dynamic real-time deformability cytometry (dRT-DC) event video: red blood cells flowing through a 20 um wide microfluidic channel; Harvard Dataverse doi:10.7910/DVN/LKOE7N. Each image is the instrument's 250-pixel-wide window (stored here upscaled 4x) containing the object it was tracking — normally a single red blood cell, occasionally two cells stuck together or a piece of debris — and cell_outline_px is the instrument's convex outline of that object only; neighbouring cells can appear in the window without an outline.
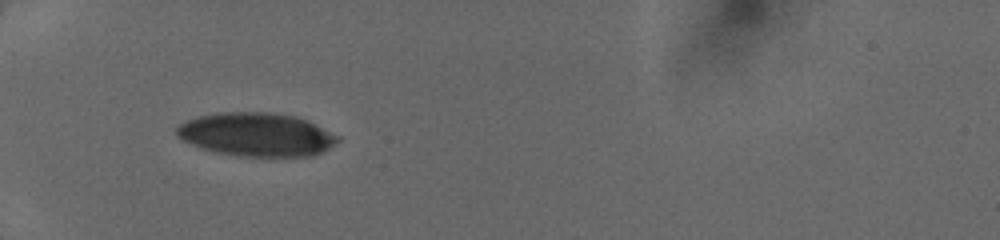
{"species": "human", "species_latin": "Homo sapiens", "temperature_condition": "cold", "stored_images_in_passage": 49, "camera_frame_rate_fps": 3000, "um_per_image_px": 0.085, "donor": {"sex": "female"}, "frame": {"image": 1, "passage_image": 1, "time_ms": 0.0, "image_size_px": [1000, 240], "cell_outline_px": [[340, 140], [328, 148], [312, 156], [272, 160], [236, 156], [216, 152], [200, 148], [176, 136], [176, 128], [180, 124], [196, 116], [216, 112], [272, 112], [296, 116], [340, 136]], "centroid_in_image_um": [21.81, 11.48], "position_along_channel_um": 63.2, "area_um2": 41.91}}
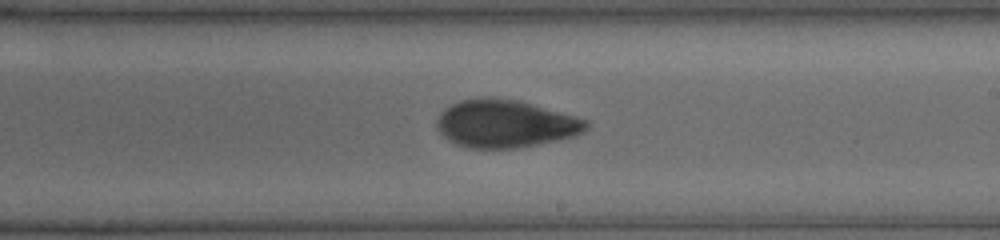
{"frame": {"image": 2, "passage_image": 22, "time_ms": 4.667, "image_size_px": [1000, 240], "cell_outline_px": [[588, 128], [584, 132], [576, 136], [560, 140], [516, 148], [468, 148], [456, 144], [444, 136], [436, 128], [436, 120], [440, 112], [444, 108], [460, 100], [520, 100], [576, 116], [588, 120]], "centroid_in_image_um": [42.99, 10.55], "position_along_channel_um": 246.0, "area_um2": 41.15}}
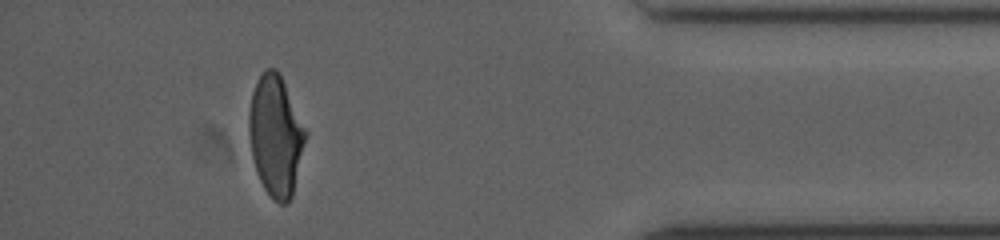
{"frame": {"image": 3, "passage_image": 43, "time_ms": 9.333, "image_size_px": [1000, 240], "cell_outline_px": [[308, 136], [292, 196], [288, 204], [280, 204], [264, 188], [256, 172], [252, 156], [248, 136], [248, 112], [252, 92], [264, 68], [276, 68], [308, 132]], "centroid_in_image_um": [23.44, 11.55], "position_along_channel_um": 411.8, "area_um2": 39.88}}